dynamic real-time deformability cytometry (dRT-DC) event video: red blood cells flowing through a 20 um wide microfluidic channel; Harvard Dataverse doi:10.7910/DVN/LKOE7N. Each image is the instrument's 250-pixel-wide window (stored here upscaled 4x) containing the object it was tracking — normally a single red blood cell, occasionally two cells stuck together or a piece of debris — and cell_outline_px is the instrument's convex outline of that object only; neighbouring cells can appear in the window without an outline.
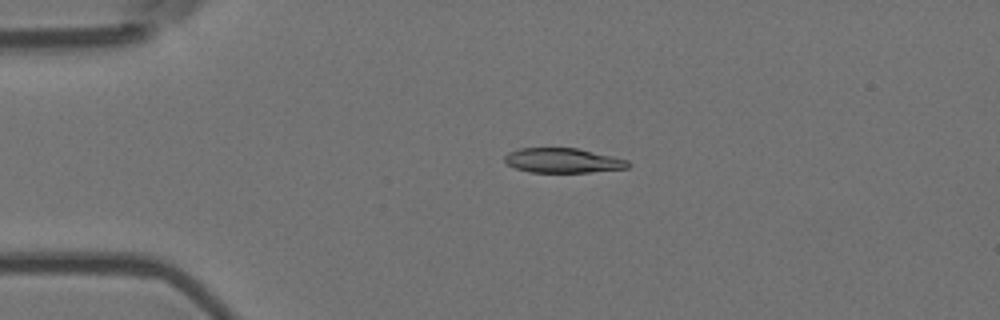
{"species": "Egyptian fruit bat (a non-hibernating species)", "species_latin": "Rousettus aegyptiacus", "temperature_condition": "room temperature", "stored_images_in_passage": 3, "camera_frame_rate_fps": 3000, "um_per_image_px": 0.085, "animal": {"sex": "female"}, "frame": {"image": 1, "passage_image": 2, "time_ms": 0.333, "image_size_px": [1000, 320], "cell_outline_px": [[632, 164], [628, 168], [588, 172], [528, 172], [516, 168], [508, 164], [504, 160], [504, 156], [508, 152], [520, 148], [576, 148], [612, 156], [628, 160]], "centroid_in_image_um": [47.84, 13.64], "position_along_channel_um": 37.2, "area_um2": 17.69}}